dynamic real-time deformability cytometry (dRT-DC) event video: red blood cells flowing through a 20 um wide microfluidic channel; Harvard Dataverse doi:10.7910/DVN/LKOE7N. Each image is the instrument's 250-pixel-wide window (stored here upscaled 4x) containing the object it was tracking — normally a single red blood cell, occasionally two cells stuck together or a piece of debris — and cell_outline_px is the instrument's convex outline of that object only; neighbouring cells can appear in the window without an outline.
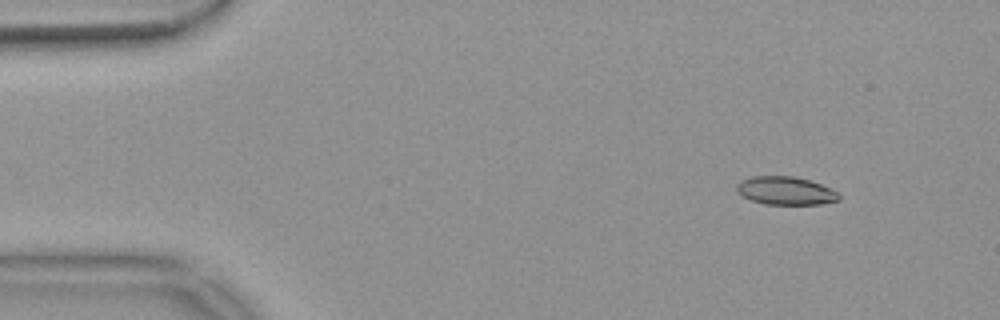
{"species": "common noctule bat (a hibernating species)", "species_latin": "Nyctalus noctula", "temperature_condition": "warm", "stored_images_in_passage": 49, "camera_frame_rate_fps": 3000, "um_per_image_px": 0.085, "animal": {"sex": "female", "body_mass_g": 18.4}, "frame": {"image": 1, "passage_image": 1, "time_ms": 0.0, "image_size_px": [1000, 320], "cell_outline_px": [[840, 200], [820, 204], [764, 204], [752, 200], [736, 192], [736, 184], [740, 180], [752, 176], [792, 176], [808, 180], [832, 188], [840, 192]], "centroid_in_image_um": [66.78, 16.21], "position_along_channel_um": 18.2, "area_um2": 16.88}}
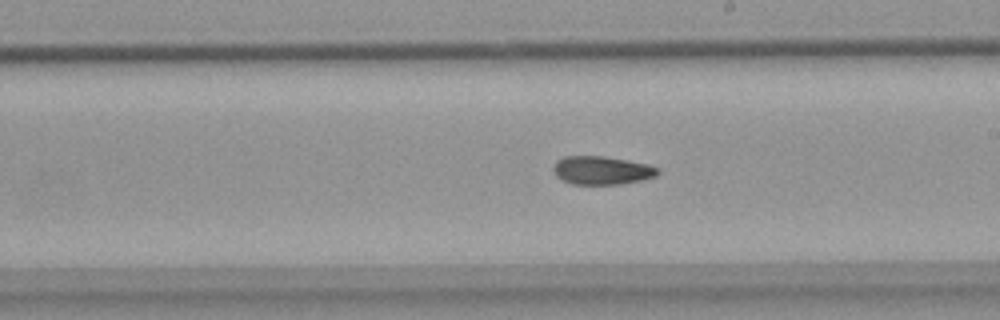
{"frame": {"image": 2, "passage_image": 26, "time_ms": 8.333, "image_size_px": [1000, 320], "cell_outline_px": [[660, 172], [656, 176], [640, 180], [620, 184], [572, 184], [556, 176], [552, 168], [556, 160], [564, 156], [604, 156], [628, 160], [648, 164], [660, 168]], "centroid_in_image_um": [51.16, 14.47], "position_along_channel_um": 237.8, "area_um2": 17.34}}
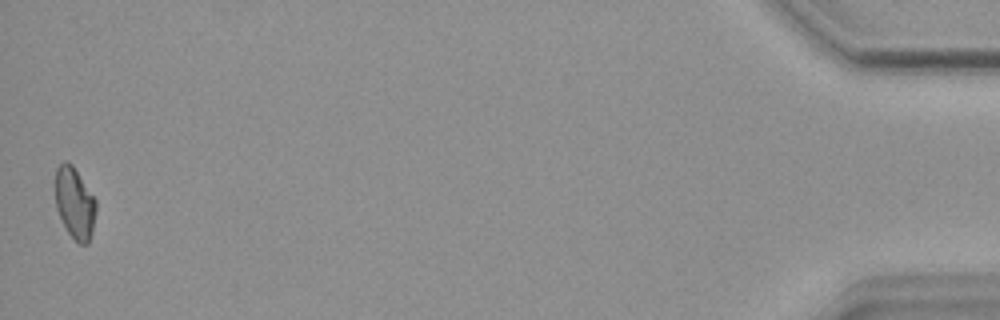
{"frame": {"image": 3, "passage_image": 49, "time_ms": 16.0, "image_size_px": [1000, 320], "cell_outline_px": [[96, 212], [92, 232], [88, 244], [80, 244], [68, 232], [56, 208], [56, 168], [64, 160], [68, 160], [72, 164], [96, 200]], "centroid_in_image_um": [6.36, 17.24], "position_along_channel_um": 428.8, "area_um2": 16.76}, "authors_computed_cell_mechanics": {"area_um2": 17.5712, "velocity_mm_per_s": 3.7254, "shape_relaxation_time_tau1_ms": null, "shape_relaxation_time_tau2_ms": 3.1067, "deformation_change_tau1": null, "deformation_change_tau2": 0.0888}}